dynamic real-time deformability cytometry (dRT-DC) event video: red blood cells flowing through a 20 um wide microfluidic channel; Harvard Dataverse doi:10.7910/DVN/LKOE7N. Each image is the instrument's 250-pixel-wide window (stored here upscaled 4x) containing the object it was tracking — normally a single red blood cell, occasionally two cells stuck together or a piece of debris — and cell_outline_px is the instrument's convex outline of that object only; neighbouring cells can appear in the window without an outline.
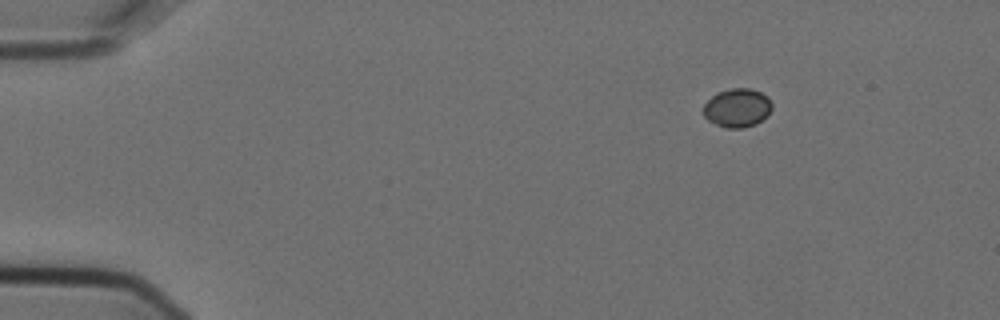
{"species": "Egyptian fruit bat (a non-hibernating species)", "species_latin": "Rousettus aegyptiacus", "temperature_condition": "cold", "stored_images_in_passage": 4, "camera_frame_rate_fps": 3000, "um_per_image_px": 0.085, "animal": {"sex": "female"}, "frame": {"image": 1, "passage_image": 1, "time_ms": 0.0, "image_size_px": [1000, 320], "cell_outline_px": [[772, 108], [768, 116], [756, 124], [744, 128], [724, 128], [708, 120], [704, 116], [704, 104], [716, 92], [732, 88], [752, 88], [768, 96], [772, 104]], "centroid_in_image_um": [62.69, 9.17], "position_along_channel_um": 22.3, "area_um2": 15.66}}